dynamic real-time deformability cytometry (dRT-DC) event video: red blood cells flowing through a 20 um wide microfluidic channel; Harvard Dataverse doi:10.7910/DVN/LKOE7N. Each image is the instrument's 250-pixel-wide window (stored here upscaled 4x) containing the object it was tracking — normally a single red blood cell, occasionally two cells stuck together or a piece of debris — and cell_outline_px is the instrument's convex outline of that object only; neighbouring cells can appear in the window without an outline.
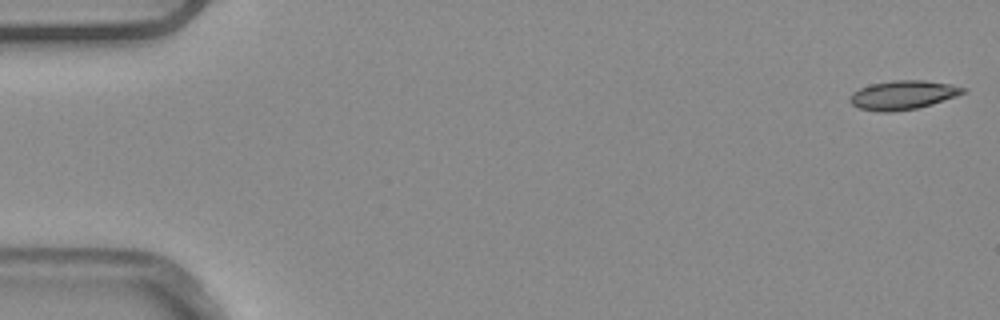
{"species": "common noctule bat (a hibernating species)", "species_latin": "Nyctalus noctula", "temperature_condition": "warm", "stored_images_in_passage": 4, "camera_frame_rate_fps": 3000, "um_per_image_px": 0.085, "animal": {"sex": "male", "body_mass_g": 20.4}, "frame": {"image": 1, "passage_image": 1, "time_ms": 0.0, "image_size_px": [1000, 320], "cell_outline_px": [[968, 92], [932, 104], [916, 108], [892, 112], [880, 112], [860, 108], [852, 104], [848, 100], [848, 96], [852, 92], [860, 88], [872, 84], [892, 80], [924, 80], [948, 84], [968, 88]], "centroid_in_image_um": [76.74, 8.07], "position_along_channel_um": 8.3, "area_um2": 19.13}}